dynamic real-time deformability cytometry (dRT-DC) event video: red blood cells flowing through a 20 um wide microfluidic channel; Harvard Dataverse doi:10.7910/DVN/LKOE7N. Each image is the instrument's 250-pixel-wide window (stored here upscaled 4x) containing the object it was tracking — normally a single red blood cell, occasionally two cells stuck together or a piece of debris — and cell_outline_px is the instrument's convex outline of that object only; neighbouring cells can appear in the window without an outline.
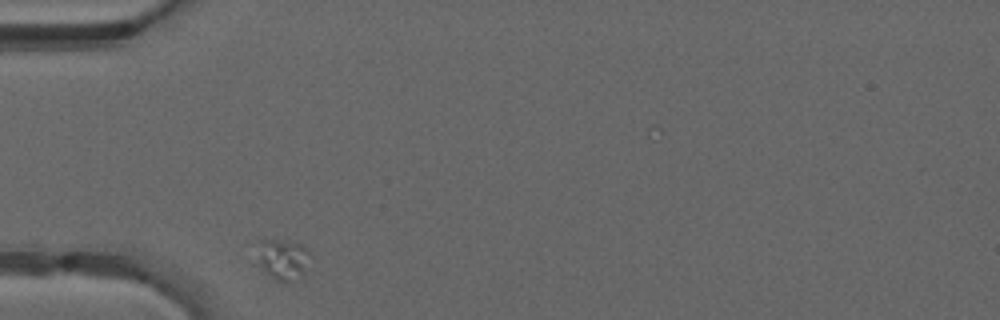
{"species": "common noctule bat (a hibernating species)", "species_latin": "Nyctalus noctula", "temperature_condition": "warm", "stored_images_in_passage": 6, "camera_frame_rate_fps": 3000, "um_per_image_px": 0.085, "animal": {"sex": "male", "forearm_length_mm": 52.5}, "frame": {"image": 1, "passage_image": 1, "time_ms": 0.0, "image_size_px": [1000, 320], "cell_outline_px": [[308, 252], [304, 272], [288, 280], [276, 280], [260, 264], [256, 240], [272, 240], [300, 244]], "centroid_in_image_um": [23.98, 21.98], "position_along_channel_um": 61.0, "area_um2": 11.44}}